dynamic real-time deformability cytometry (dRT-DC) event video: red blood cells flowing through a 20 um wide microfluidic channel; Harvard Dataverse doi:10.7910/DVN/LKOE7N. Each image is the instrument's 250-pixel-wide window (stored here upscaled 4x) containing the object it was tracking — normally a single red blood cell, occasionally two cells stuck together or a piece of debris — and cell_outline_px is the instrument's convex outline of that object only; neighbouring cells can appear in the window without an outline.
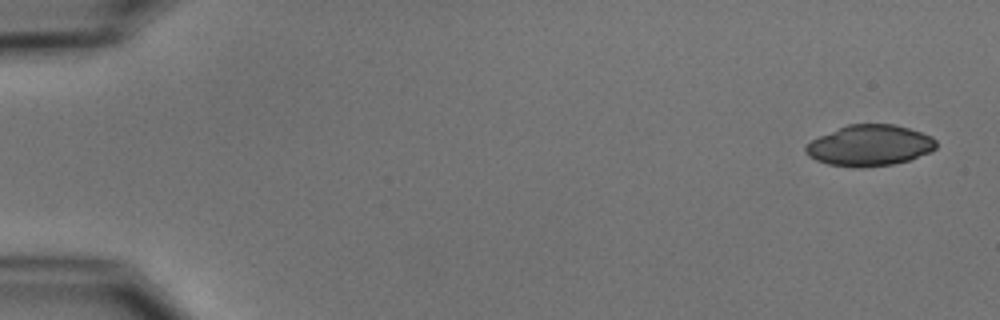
{"species": "common noctule bat (a hibernating species)", "species_latin": "Nyctalus noctula", "temperature_condition": "cold", "stored_images_in_passage": 5, "camera_frame_rate_fps": 3000, "um_per_image_px": 0.085, "animal": {"sex": "male", "body_mass_g": 15.6}, "frame": {"image": 1, "passage_image": 1, "time_ms": 0.0, "image_size_px": [1000, 320], "cell_outline_px": [[936, 148], [932, 152], [908, 160], [892, 164], [864, 168], [856, 168], [828, 164], [816, 160], [808, 156], [804, 152], [804, 144], [820, 136], [848, 124], [892, 124], [908, 128], [932, 136], [936, 140]], "centroid_in_image_um": [73.91, 12.38], "position_along_channel_um": 11.1, "area_um2": 31.27}}